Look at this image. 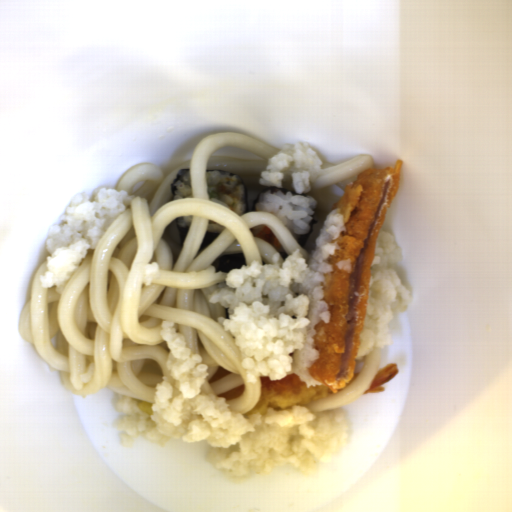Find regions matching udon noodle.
<instances>
[{
    "instance_id": "udon-noodle-1",
    "label": "udon noodle",
    "mask_w": 512,
    "mask_h": 512,
    "mask_svg": "<svg viewBox=\"0 0 512 512\" xmlns=\"http://www.w3.org/2000/svg\"><path fill=\"white\" fill-rule=\"evenodd\" d=\"M278 152L275 147L235 132H220L202 140L190 160L170 172L154 162L130 168L116 190L135 197L82 259L62 288H44L40 281L49 269L47 259L32 278L31 293L18 321V333L38 356L54 368L63 389L84 396L107 389L122 398L153 403L156 385L173 381L168 369L170 349L160 335L164 321H172L191 353L209 366L201 395L217 396L244 386L243 394L227 402L232 412L245 415L261 396L263 374L248 382L235 336L218 318L229 314L212 304L209 293L226 281L228 273L213 262L222 254L240 252L245 265L272 264L277 250L250 228L264 225L277 237L287 257L300 250L310 258L285 224L263 211L259 199L266 191L291 192L263 186L261 171ZM190 168L192 197L172 200L170 187L178 170ZM219 168L240 176L247 184V214L237 215L208 200L206 169ZM193 215L181 245L175 218ZM225 229L205 249L200 244L207 221ZM158 262L160 276L150 286L142 281L144 266ZM90 382L80 375L92 361Z\"/></svg>"
},
{
    "instance_id": "udon-noodle-3",
    "label": "udon noodle",
    "mask_w": 512,
    "mask_h": 512,
    "mask_svg": "<svg viewBox=\"0 0 512 512\" xmlns=\"http://www.w3.org/2000/svg\"><path fill=\"white\" fill-rule=\"evenodd\" d=\"M383 347H375L362 359V365L357 377L337 394L328 396L305 406L312 412H329L350 404L363 394L371 385L374 377L381 368Z\"/></svg>"
},
{
    "instance_id": "udon-noodle-2",
    "label": "udon noodle",
    "mask_w": 512,
    "mask_h": 512,
    "mask_svg": "<svg viewBox=\"0 0 512 512\" xmlns=\"http://www.w3.org/2000/svg\"><path fill=\"white\" fill-rule=\"evenodd\" d=\"M321 163L323 166L307 193L315 199L316 208L329 214L333 205L344 195L349 183L364 169L374 168L372 157L366 155H358L341 163Z\"/></svg>"
}]
</instances>
